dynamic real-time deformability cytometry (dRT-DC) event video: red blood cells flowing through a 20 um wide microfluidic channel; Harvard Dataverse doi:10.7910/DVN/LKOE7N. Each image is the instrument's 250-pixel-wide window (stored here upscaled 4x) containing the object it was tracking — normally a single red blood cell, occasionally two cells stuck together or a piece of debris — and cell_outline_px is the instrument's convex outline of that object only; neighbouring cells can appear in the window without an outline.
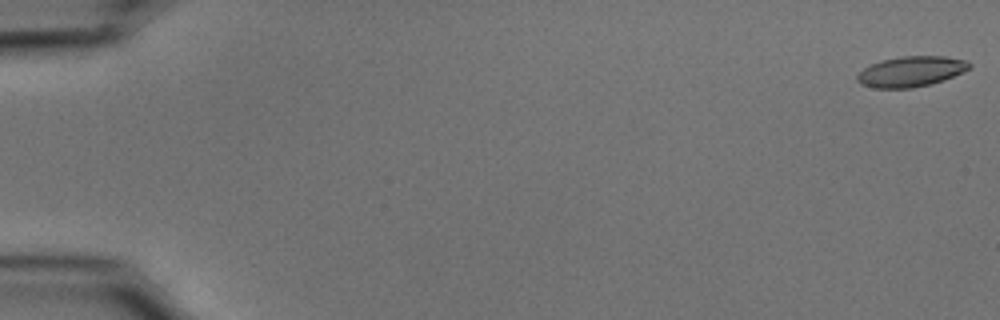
{"species": "common noctule bat (a hibernating species)", "species_latin": "Nyctalus noctula", "temperature_condition": "cold", "stored_images_in_passage": 55, "camera_frame_rate_fps": 3000, "um_per_image_px": 0.085, "animal": {"sex": "male", "body_mass_g": 15.6}, "frame": {"image": 1, "passage_image": 1, "time_ms": 0.0, "image_size_px": [1000, 320], "cell_outline_px": [[972, 68], [944, 80], [912, 88], [872, 88], [860, 84], [856, 80], [856, 76], [864, 68], [880, 60], [904, 56], [948, 56], [968, 60], [972, 64]], "centroid_in_image_um": [77.46, 6.07], "position_along_channel_um": 7.5, "area_um2": 20.06}}
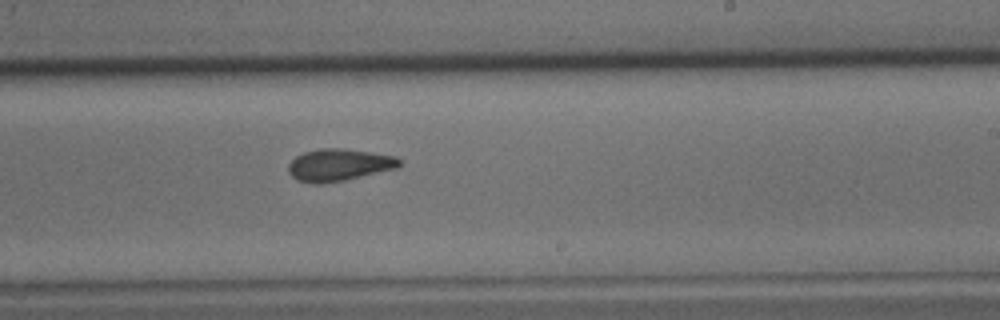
{"frame": {"image": 2, "passage_image": 34, "time_ms": 11.0, "image_size_px": [1000, 320], "cell_outline_px": [[404, 164], [396, 168], [344, 180], [324, 184], [312, 184], [296, 180], [288, 172], [288, 164], [296, 156], [304, 152], [320, 148], [344, 148], [396, 156]], "centroid_in_image_um": [28.79, 14.02], "position_along_channel_um": 260.2, "area_um2": 20.92}}
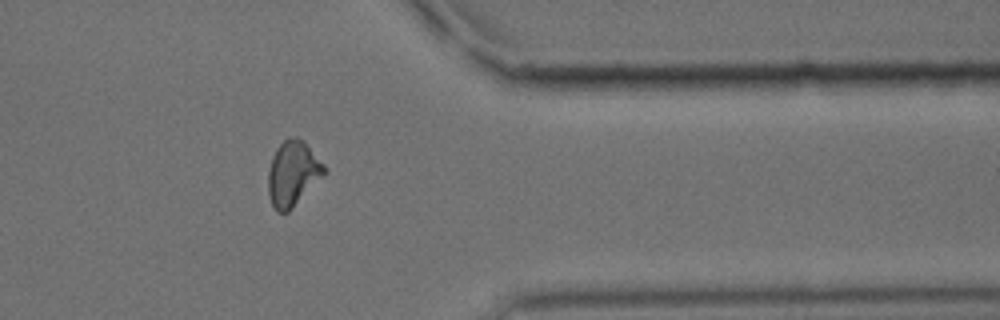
{"frame": {"image": 3, "passage_image": 45, "time_ms": 14.667, "image_size_px": [1000, 320], "cell_outline_px": [[328, 168], [324, 176], [288, 212], [276, 212], [272, 204], [268, 192], [268, 172], [272, 156], [276, 148], [288, 136], [296, 136], [304, 140]], "centroid_in_image_um": [24.91, 14.71], "position_along_channel_um": 386.5, "area_um2": 21.56}, "authors_computed_cell_mechanics": {"area_um2": 20.4034, "velocity_mm_per_s": 3.7249, "shape_relaxation_time_tau1_ms": 6.3428, "shape_relaxation_time_tau2_ms": 1.8484, "deformation_change_tau1": 0.175, "deformation_change_tau2": 0.0862}}